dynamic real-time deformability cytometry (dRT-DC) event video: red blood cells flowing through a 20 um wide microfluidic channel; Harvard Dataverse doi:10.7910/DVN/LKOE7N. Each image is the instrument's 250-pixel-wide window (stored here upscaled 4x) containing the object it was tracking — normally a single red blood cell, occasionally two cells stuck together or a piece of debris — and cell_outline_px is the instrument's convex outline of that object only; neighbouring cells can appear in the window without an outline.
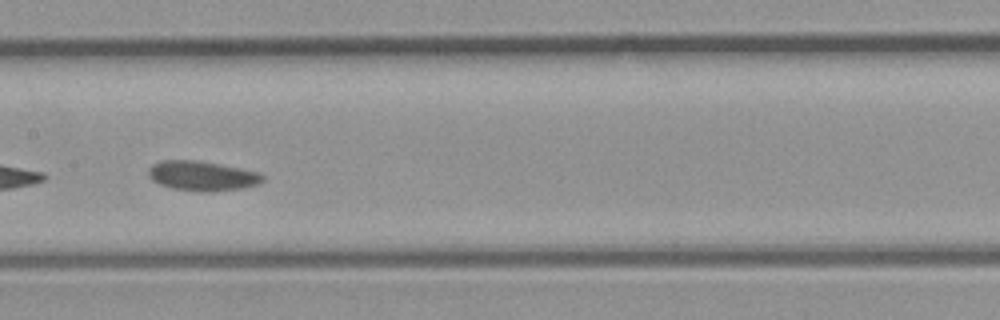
{"species": "common noctule bat (a hibernating species)", "species_latin": "Nyctalus noctula", "temperature_condition": "room temperature", "stored_images_in_passage": 13, "camera_frame_rate_fps": 3000, "um_per_image_px": 0.085, "animal": {"sex": "male", "body_mass_g": 23.1, "forearm_length_mm": 52.7}, "frame": {"image": 1, "passage_image": 11, "time_ms": 3.333, "image_size_px": [1000, 320], "cell_outline_px": [[264, 180], [256, 184], [244, 188], [212, 192], [200, 192], [172, 188], [160, 184], [152, 180], [148, 176], [148, 168], [152, 164], [160, 160], [196, 160], [220, 164], [260, 172], [264, 176]], "centroid_in_image_um": [17.17, 14.95], "position_along_channel_um": 190.2, "area_um2": 20.0}}